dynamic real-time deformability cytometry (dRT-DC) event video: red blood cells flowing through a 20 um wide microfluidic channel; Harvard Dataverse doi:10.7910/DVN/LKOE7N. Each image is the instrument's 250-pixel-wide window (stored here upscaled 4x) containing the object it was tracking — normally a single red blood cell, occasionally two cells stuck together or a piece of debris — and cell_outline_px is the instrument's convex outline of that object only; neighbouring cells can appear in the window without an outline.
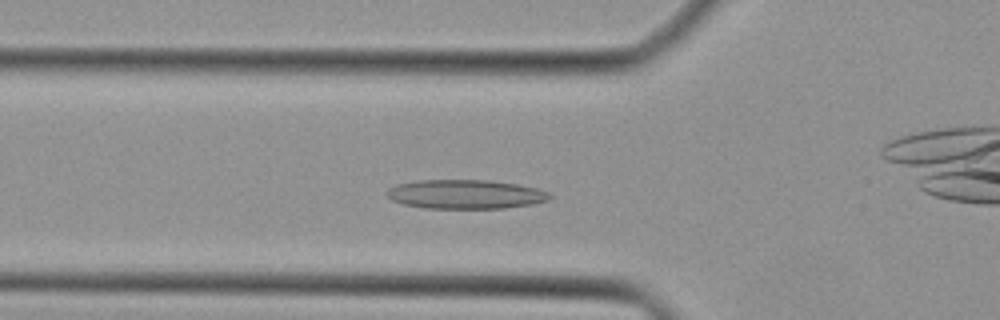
{"species": "Egyptian fruit bat (a non-hibernating species)", "species_latin": "Rousettus aegyptiacus", "temperature_condition": "cold", "stored_images_in_passage": 41, "camera_frame_rate_fps": 3000, "um_per_image_px": 0.085, "animal": {"sex": "female"}, "frame": {"image": 1, "passage_image": 11, "time_ms": 3.333, "image_size_px": [1000, 320], "cell_outline_px": [[552, 196], [548, 200], [532, 204], [504, 208], [424, 208], [404, 204], [392, 200], [388, 196], [388, 188], [396, 184], [416, 180], [488, 180], [516, 184], [536, 188], [552, 192]], "centroid_in_image_um": [39.58, 16.51], "position_along_channel_um": 86.2, "area_um2": 27.63}}
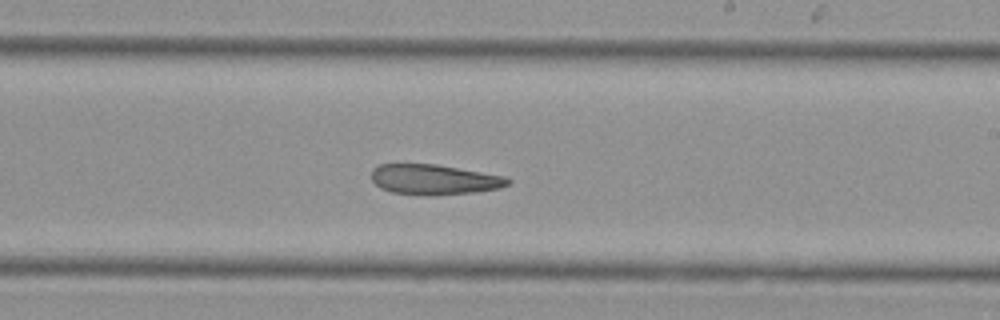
{"frame": {"image": 2, "passage_image": 22, "time_ms": 7.0, "image_size_px": [1000, 320], "cell_outline_px": [[512, 180], [508, 184], [500, 188], [476, 192], [432, 196], [428, 196], [392, 192], [380, 188], [372, 180], [372, 168], [380, 164], [436, 164], [508, 176]], "centroid_in_image_um": [36.94, 15.26], "position_along_channel_um": 252.1, "area_um2": 24.33}}
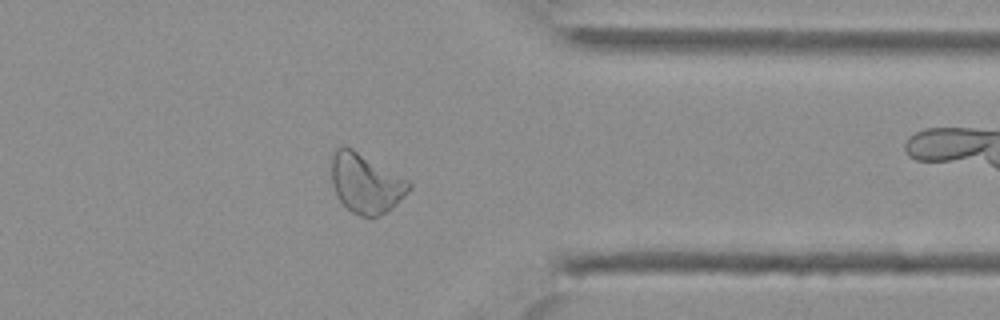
{"frame": {"image": 3, "passage_image": 31, "time_ms": 10.0, "image_size_px": [1000, 320], "cell_outline_px": [[412, 188], [388, 212], [380, 216], [360, 216], [352, 212], [340, 200], [332, 184], [332, 152], [336, 148], [344, 144], [352, 148], [408, 180], [412, 184]], "centroid_in_image_um": [31.1, 15.57], "position_along_channel_um": 380.3, "area_um2": 26.76}}